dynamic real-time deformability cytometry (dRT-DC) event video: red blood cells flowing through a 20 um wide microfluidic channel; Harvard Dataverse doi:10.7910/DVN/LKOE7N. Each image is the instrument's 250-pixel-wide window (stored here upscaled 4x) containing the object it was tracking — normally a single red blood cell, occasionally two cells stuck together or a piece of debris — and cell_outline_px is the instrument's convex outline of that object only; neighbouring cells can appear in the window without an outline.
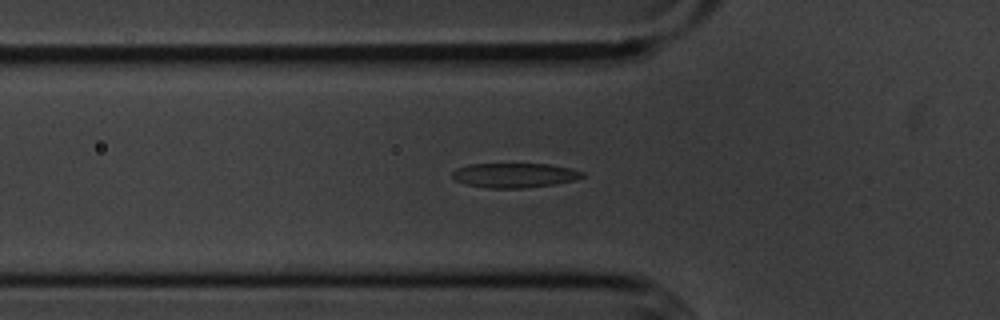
{"species": "common noctule bat (a hibernating species)", "species_latin": "Nyctalus noctula", "temperature_condition": "cold", "stored_images_in_passage": 49, "camera_frame_rate_fps": 3000, "um_per_image_px": 0.085, "animal": {"sex": "male", "body_mass_g": 20.1, "forearm_length_mm": 53.5}, "frame": {"image": 1, "passage_image": 12, "time_ms": 3.667, "image_size_px": [1000, 320], "cell_outline_px": [[584, 176], [576, 180], [556, 184], [524, 188], [488, 188], [468, 184], [456, 180], [452, 176], [452, 172], [456, 168], [468, 164], [548, 164], [568, 168], [584, 172]], "centroid_in_image_um": [43.74, 14.9], "position_along_channel_um": 82.1, "area_um2": 18.55}}
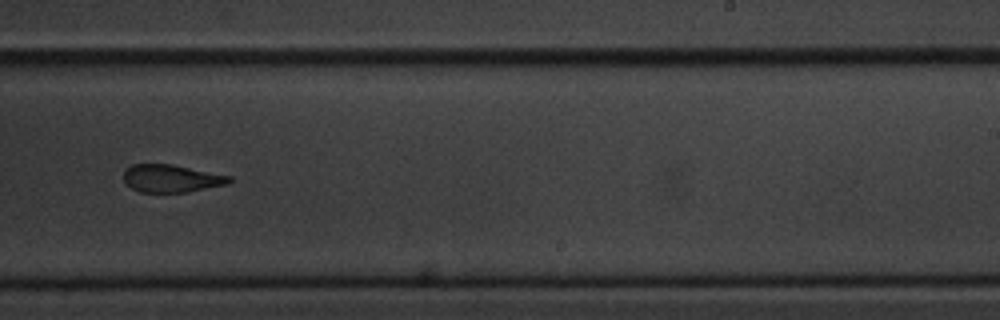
{"frame": {"image": 2, "passage_image": 28, "time_ms": 9.0, "image_size_px": [1000, 320], "cell_outline_px": [[232, 180], [228, 184], [188, 192], [140, 192], [132, 188], [124, 180], [124, 168], [132, 164], [172, 164], [232, 176]], "centroid_in_image_um": [14.58, 15.16], "position_along_channel_um": 274.4, "area_um2": 17.11}}
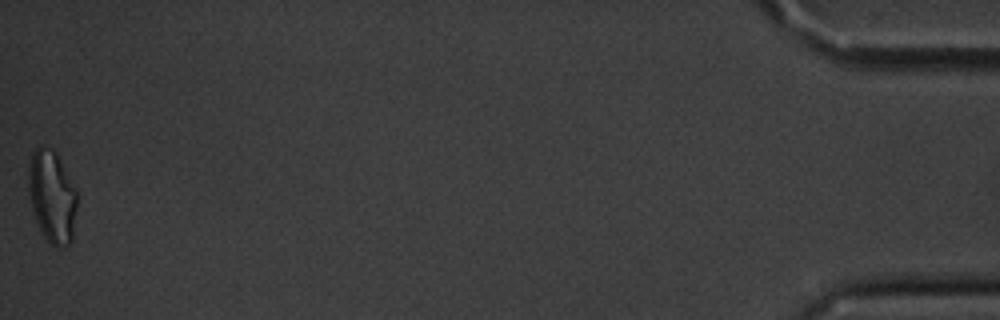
{"frame": {"image": 3, "passage_image": 49, "time_ms": 16.0, "image_size_px": [1000, 320], "cell_outline_px": [[76, 208], [72, 240], [64, 248], [56, 248], [44, 236], [32, 212], [28, 192], [28, 168], [32, 152], [36, 148], [52, 148], [56, 152], [76, 188]], "centroid_in_image_um": [4.42, 16.71], "position_along_channel_um": 430.8, "area_um2": 26.18}, "authors_computed_cell_mechanics": {"area_um2": 18.9006, "velocity_mm_per_s": 3.5968, "shape_relaxation_time_tau1_ms": 6.7016, "shape_relaxation_time_tau2_ms": 1.8865, "deformation_change_tau1": 0.1825, "deformation_change_tau2": 0.0839}}